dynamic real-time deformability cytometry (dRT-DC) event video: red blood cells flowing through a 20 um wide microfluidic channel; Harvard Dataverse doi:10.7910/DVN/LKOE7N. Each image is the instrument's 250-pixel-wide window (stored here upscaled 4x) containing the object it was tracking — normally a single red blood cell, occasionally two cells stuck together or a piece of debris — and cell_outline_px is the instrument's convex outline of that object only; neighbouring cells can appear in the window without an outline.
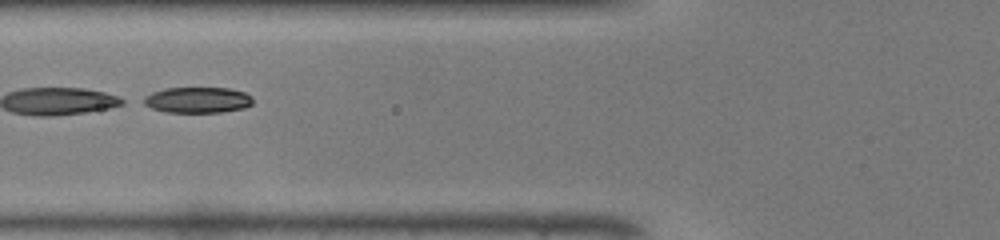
{"species": "common noctule bat (a hibernating species)", "species_latin": "Nyctalus noctula", "temperature_condition": "warm", "stored_images_in_passage": 47, "segment_of_instrument_passage": [2, 2], "camera_frame_rate_fps": 3000, "um_per_image_px": 0.085, "animal": {"sex": "male", "body_mass_g": 19.0, "forearm_length_mm": 50.8}, "frame": {"image": 1, "passage_image": 19, "time_ms": 6.0, "image_size_px": [1000, 240], "cell_outline_px": [[252, 104], [244, 108], [220, 112], [164, 112], [152, 108], [136, 100], [152, 92], [164, 88], [228, 88], [244, 92], [252, 96]], "centroid_in_image_um": [16.72, 8.49], "position_along_channel_um": 109.1, "area_um2": 16.65}}
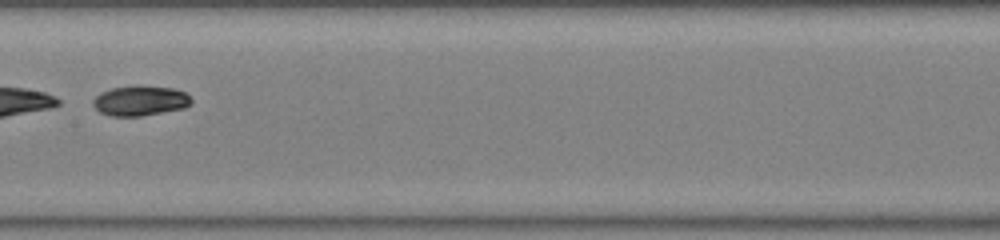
{"frame": {"image": 2, "passage_image": 25, "time_ms": 8.0, "image_size_px": [1000, 240], "cell_outline_px": [[192, 104], [184, 108], [140, 116], [108, 116], [100, 112], [92, 104], [92, 100], [100, 92], [112, 88], [136, 84], [172, 88], [184, 92], [192, 100]], "centroid_in_image_um": [11.89, 8.55], "position_along_channel_um": 195.5, "area_um2": 17.4}}